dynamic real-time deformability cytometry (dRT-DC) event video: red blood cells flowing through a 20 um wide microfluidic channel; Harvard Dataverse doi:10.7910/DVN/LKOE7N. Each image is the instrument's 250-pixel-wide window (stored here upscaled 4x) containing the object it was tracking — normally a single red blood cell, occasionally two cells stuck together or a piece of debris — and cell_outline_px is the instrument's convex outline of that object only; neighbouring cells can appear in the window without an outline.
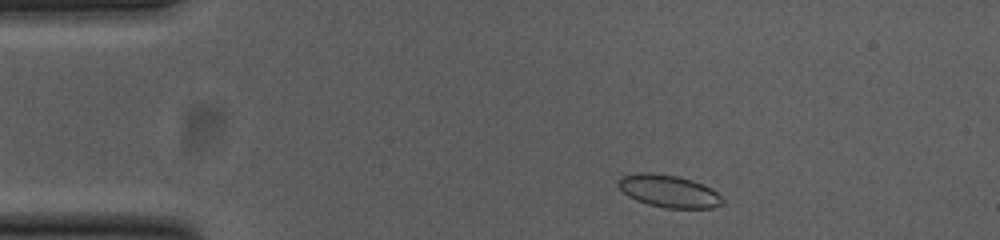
{"species": "common noctule bat (a hibernating species)", "species_latin": "Nyctalus noctula", "temperature_condition": "cold", "stored_images_in_passage": 48, "camera_frame_rate_fps": 3000, "um_per_image_px": 0.085, "animal": {"sex": "female", "body_mass_g": 23.0, "forearm_length_mm": 53.4}, "frame": {"image": 1, "passage_image": 3, "time_ms": 0.667, "image_size_px": [1000, 240], "cell_outline_px": [[724, 204], [712, 208], [664, 208], [648, 204], [636, 200], [628, 196], [616, 184], [616, 180], [620, 176], [636, 172], [648, 172], [676, 176], [692, 180], [704, 184], [712, 188], [724, 200]], "centroid_in_image_um": [56.82, 16.24], "position_along_channel_um": 28.2, "area_um2": 19.94}}
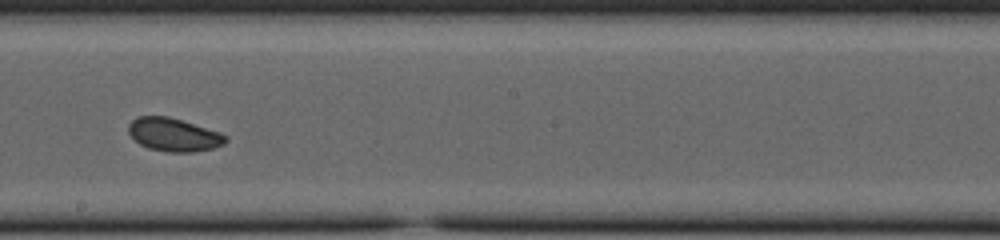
{"frame": {"image": 2, "passage_image": 24, "time_ms": 7.667, "image_size_px": [1000, 240], "cell_outline_px": [[228, 140], [224, 144], [212, 148], [192, 152], [168, 152], [148, 148], [140, 144], [128, 132], [128, 124], [136, 116], [168, 116], [220, 132], [228, 136]], "centroid_in_image_um": [14.76, 11.44], "position_along_channel_um": 233.4, "area_um2": 18.79}}
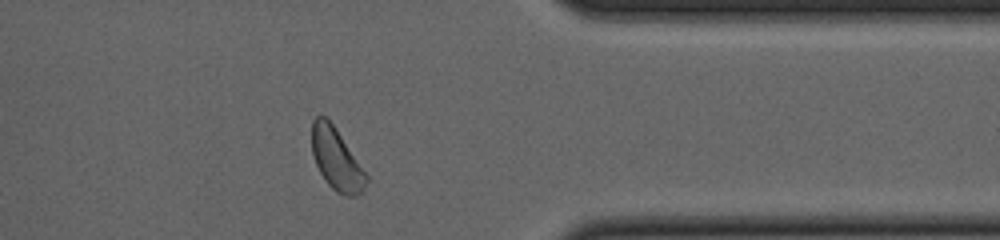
{"frame": {"image": 3, "passage_image": 37, "time_ms": 12.0, "image_size_px": [1000, 240], "cell_outline_px": [[368, 180], [360, 192], [356, 196], [344, 196], [336, 192], [328, 184], [320, 172], [316, 164], [312, 152], [312, 120], [316, 116], [324, 116], [336, 128], [368, 176]], "centroid_in_image_um": [28.59, 13.54], "position_along_channel_um": 382.8, "area_um2": 19.31}, "authors_computed_cell_mechanics": {"area_um2": 19.1896, "velocity_mm_per_s": 3.7582, "shape_relaxation_time_tau1_ms": 6.6797, "shape_relaxation_time_tau2_ms": 5.7264, "deformation_change_tau1": 0.1543, "deformation_change_tau2": 0.0815}}